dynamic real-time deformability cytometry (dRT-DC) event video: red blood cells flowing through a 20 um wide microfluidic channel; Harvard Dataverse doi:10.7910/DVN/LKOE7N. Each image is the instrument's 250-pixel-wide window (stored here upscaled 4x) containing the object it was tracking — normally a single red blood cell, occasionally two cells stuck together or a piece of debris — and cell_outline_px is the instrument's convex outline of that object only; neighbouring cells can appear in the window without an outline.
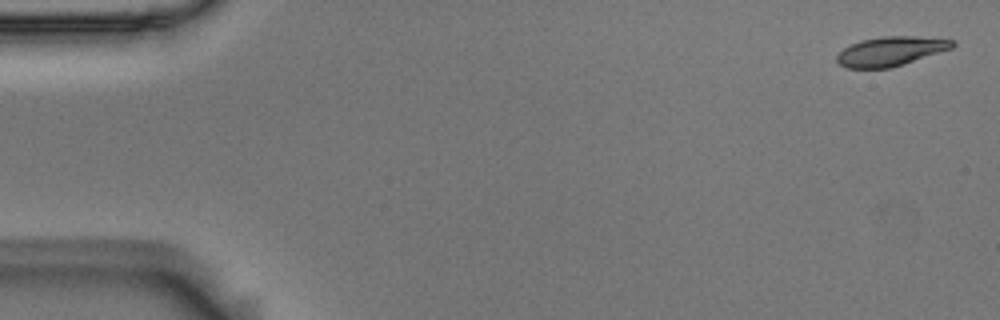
{"species": "Egyptian fruit bat (a non-hibernating species)", "species_latin": "Rousettus aegyptiacus", "temperature_condition": "room temperature", "stored_images_in_passage": 4, "camera_frame_rate_fps": 3000, "um_per_image_px": 0.085, "animal": {"sex": "male"}, "frame": {"image": 1, "passage_image": 1, "time_ms": 0.0, "image_size_px": [1000, 320], "cell_outline_px": [[956, 44], [952, 48], [892, 68], [848, 68], [840, 64], [836, 60], [836, 56], [844, 48], [860, 40], [880, 36], [916, 36], [956, 40]], "centroid_in_image_um": [75.72, 4.35], "position_along_channel_um": 9.3, "area_um2": 19.77}}